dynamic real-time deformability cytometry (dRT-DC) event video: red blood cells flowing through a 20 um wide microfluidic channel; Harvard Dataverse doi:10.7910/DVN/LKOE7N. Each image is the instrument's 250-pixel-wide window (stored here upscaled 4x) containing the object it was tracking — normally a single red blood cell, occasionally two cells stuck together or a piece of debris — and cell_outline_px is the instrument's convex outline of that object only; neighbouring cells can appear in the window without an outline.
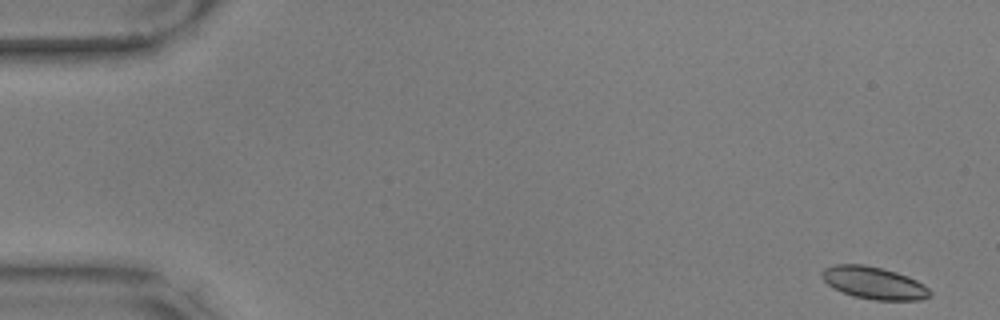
{"species": "common noctule bat (a hibernating species)", "species_latin": "Nyctalus noctula", "temperature_condition": "warm", "stored_images_in_passage": 56, "camera_frame_rate_fps": 3000, "um_per_image_px": 0.085, "animal": {"sex": "male", "body_mass_g": 17.9, "forearm_length_mm": 54.2}, "frame": {"image": 1, "passage_image": 1, "time_ms": 0.0, "image_size_px": [1000, 320], "cell_outline_px": [[932, 296], [920, 300], [876, 300], [856, 296], [832, 288], [820, 276], [820, 272], [824, 268], [836, 264], [864, 264], [896, 272], [908, 276], [924, 284], [932, 292]], "centroid_in_image_um": [74.29, 24.04], "position_along_channel_um": 10.7, "area_um2": 20.35}}
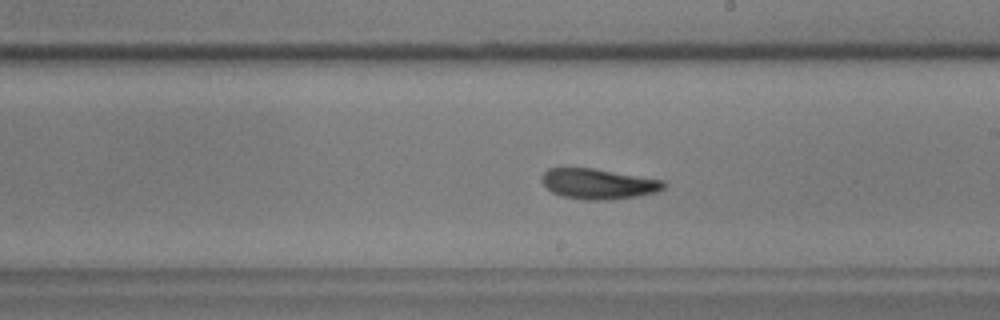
{"frame": {"image": 2, "passage_image": 32, "time_ms": 10.333, "image_size_px": [1000, 320], "cell_outline_px": [[668, 184], [664, 188], [656, 192], [636, 196], [608, 200], [584, 200], [564, 196], [552, 192], [540, 180], [540, 176], [548, 168], [592, 168], [664, 180]], "centroid_in_image_um": [50.86, 15.62], "position_along_channel_um": 238.1, "area_um2": 21.56}}
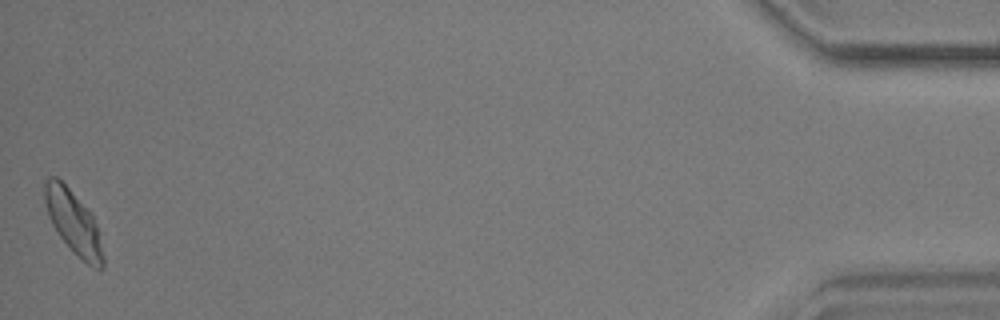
{"frame": {"image": 3, "passage_image": 56, "time_ms": 18.333, "image_size_px": [1000, 320], "cell_outline_px": [[104, 268], [96, 268], [88, 264], [60, 236], [52, 224], [48, 216], [44, 200], [44, 180], [48, 176], [56, 176], [92, 212], [104, 256]], "centroid_in_image_um": [6.22, 18.83], "position_along_channel_um": 429.0, "area_um2": 21.04}, "authors_computed_cell_mechanics": {"area_um2": 20.9814, "velocity_mm_per_s": 3.5013, "shape_relaxation_time_tau1_ms": 3.7722, "shape_relaxation_time_tau2_ms": 4.6037, "deformation_change_tau1": 0.1391, "deformation_change_tau2": 0.1009}}